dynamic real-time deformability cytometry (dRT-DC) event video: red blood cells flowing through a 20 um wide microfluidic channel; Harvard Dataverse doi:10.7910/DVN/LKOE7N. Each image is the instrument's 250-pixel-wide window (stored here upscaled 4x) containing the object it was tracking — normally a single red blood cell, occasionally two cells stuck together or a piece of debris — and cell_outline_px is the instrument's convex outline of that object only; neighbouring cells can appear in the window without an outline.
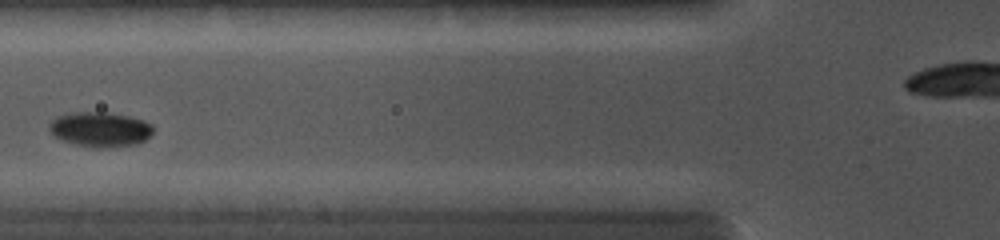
{"species": "common noctule bat (a hibernating species)", "species_latin": "Nyctalus noctula", "temperature_condition": "cold", "stored_images_in_passage": 12, "camera_frame_rate_fps": 5000, "um_per_image_px": 0.085, "animal": {"sex": "female", "body_mass_g": 19.0, "forearm_length_mm": 56.7}, "frame": {"image": 1, "passage_image": 7, "time_ms": 3.6, "image_size_px": [1000, 240], "cell_outline_px": [[152, 132], [144, 140], [136, 144], [100, 148], [92, 148], [72, 144], [52, 136], [48, 128], [48, 124], [56, 116], [68, 112], [108, 112], [128, 116], [144, 120], [152, 124]], "centroid_in_image_um": [8.44, 10.99], "position_along_channel_um": 117.4, "area_um2": 21.39}}